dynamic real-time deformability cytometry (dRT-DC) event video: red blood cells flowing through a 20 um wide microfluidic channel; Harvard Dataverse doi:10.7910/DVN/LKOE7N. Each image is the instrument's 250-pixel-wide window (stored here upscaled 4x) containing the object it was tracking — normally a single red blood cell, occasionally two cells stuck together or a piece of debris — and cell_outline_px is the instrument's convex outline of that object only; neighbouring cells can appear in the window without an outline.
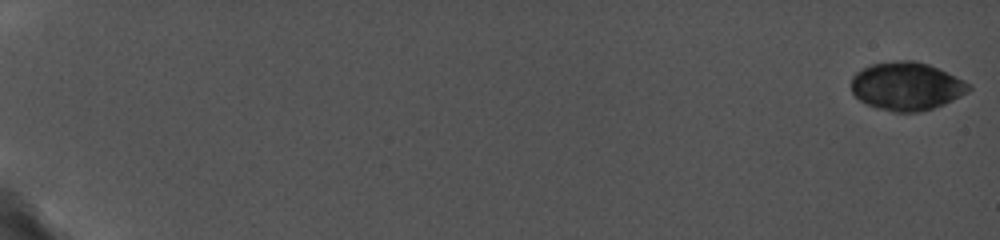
{"species": "common noctule bat (a hibernating species)", "species_latin": "Nyctalus noctula", "temperature_condition": "cold", "stored_images_in_passage": 36, "camera_frame_rate_fps": 5000, "um_per_image_px": 0.085, "animal": {"sex": "female", "body_mass_g": 19.0, "forearm_length_mm": 56.7}, "frame": {"image": 1, "passage_image": 1, "time_ms": 0.0, "image_size_px": [1000, 240], "cell_outline_px": [[972, 88], [968, 92], [944, 104], [920, 112], [892, 112], [876, 108], [860, 100], [852, 92], [852, 76], [856, 72], [872, 64], [896, 60], [916, 60], [928, 64], [964, 80], [972, 84]], "centroid_in_image_um": [77.07, 7.33], "position_along_channel_um": 7.9, "area_um2": 33.0}}
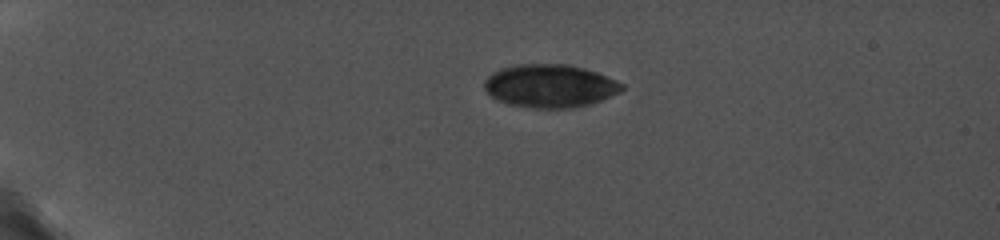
{"frame": {"image": 2, "passage_image": 26, "time_ms": 4.8, "image_size_px": [1000, 240], "cell_outline_px": [[624, 88], [620, 92], [600, 100], [588, 104], [572, 108], [532, 108], [508, 104], [496, 100], [484, 88], [484, 80], [492, 72], [500, 68], [516, 64], [568, 64], [584, 68], [596, 72], [616, 80], [624, 84]], "centroid_in_image_um": [46.72, 7.3], "position_along_channel_um": 38.3, "area_um2": 34.62}}